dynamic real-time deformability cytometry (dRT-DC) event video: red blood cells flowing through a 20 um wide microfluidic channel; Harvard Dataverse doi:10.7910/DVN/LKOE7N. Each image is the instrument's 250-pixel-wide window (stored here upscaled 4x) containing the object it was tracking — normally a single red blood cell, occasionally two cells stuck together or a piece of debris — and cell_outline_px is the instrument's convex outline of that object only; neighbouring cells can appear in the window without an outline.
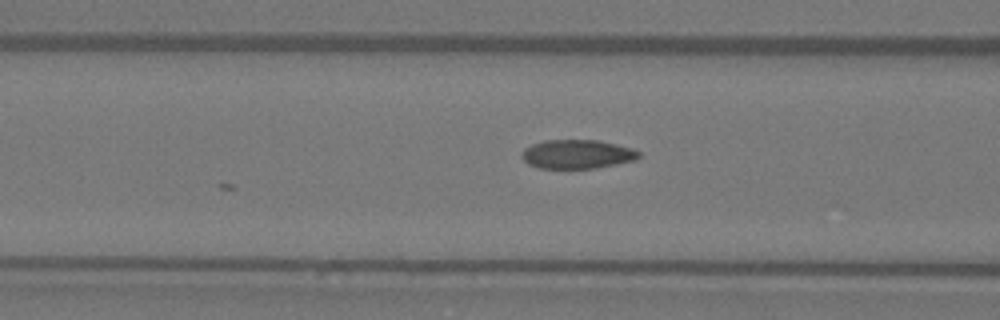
{"species": "Egyptian fruit bat (a non-hibernating species)", "species_latin": "Rousettus aegyptiacus", "temperature_condition": "warm", "stored_images_in_passage": 7, "camera_frame_rate_fps": 3000, "um_per_image_px": 0.085, "animal": {"sex": "female"}, "frame": {"image": 1, "passage_image": 7, "time_ms": 2.0, "image_size_px": [1000, 320], "cell_outline_px": [[640, 156], [636, 160], [596, 168], [540, 168], [528, 164], [520, 156], [524, 148], [532, 144], [544, 140], [600, 140], [632, 148], [640, 152]], "centroid_in_image_um": [49.06, 13.1], "position_along_channel_um": 117.5, "area_um2": 19.83}}